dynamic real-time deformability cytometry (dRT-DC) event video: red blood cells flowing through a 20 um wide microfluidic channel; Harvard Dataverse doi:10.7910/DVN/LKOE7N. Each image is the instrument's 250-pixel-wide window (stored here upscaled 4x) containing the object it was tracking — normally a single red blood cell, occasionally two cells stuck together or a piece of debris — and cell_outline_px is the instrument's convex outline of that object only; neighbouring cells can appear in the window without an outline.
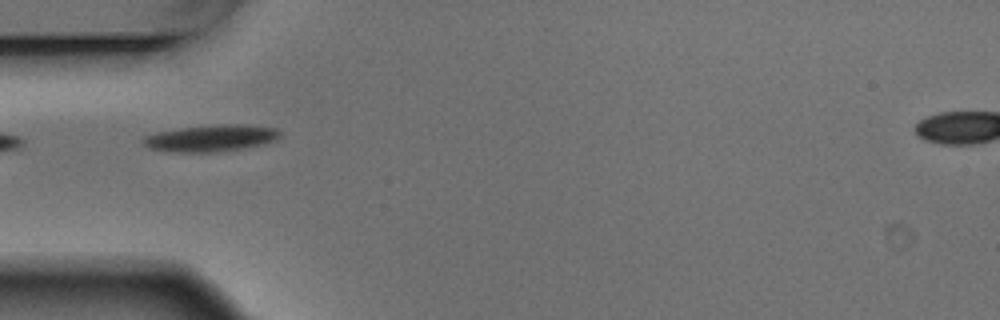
{"species": "Egyptian fruit bat (a non-hibernating species)", "species_latin": "Rousettus aegyptiacus", "temperature_condition": "warm", "stored_images_in_passage": 5, "camera_frame_rate_fps": 3000, "um_per_image_px": 0.085, "animal": {"sex": "male"}, "frame": {"image": 1, "passage_image": 4, "time_ms": 1.0, "image_size_px": [1000, 320], "cell_outline_px": [[280, 136], [276, 140], [264, 144], [216, 152], [168, 152], [148, 148], [140, 140], [144, 136], [156, 132], [180, 128], [220, 124], [244, 124], [276, 128], [280, 132]], "centroid_in_image_um": [17.9, 11.74], "position_along_channel_um": 67.1, "area_um2": 21.39}}
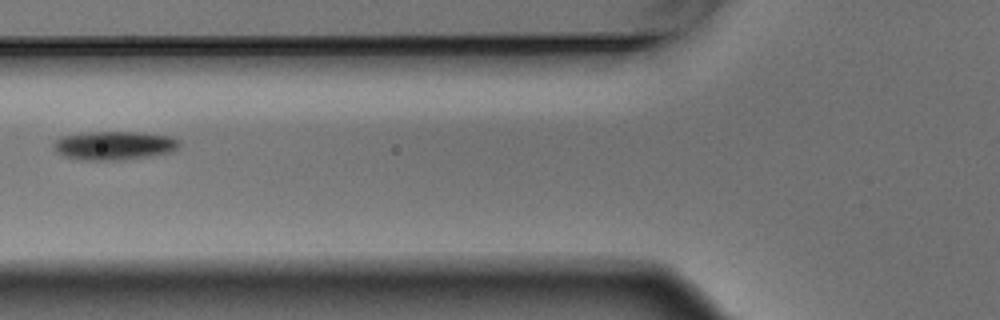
{"frame": {"image": 2, "passage_image": 5, "time_ms": 1.333, "image_size_px": [1000, 320], "cell_outline_px": [[180, 144], [172, 152], [124, 160], [88, 160], [64, 156], [56, 152], [52, 144], [60, 136], [88, 132], [140, 132], [168, 136], [180, 140]], "centroid_in_image_um": [9.69, 12.36], "position_along_channel_um": 116.1, "area_um2": 20.98}}